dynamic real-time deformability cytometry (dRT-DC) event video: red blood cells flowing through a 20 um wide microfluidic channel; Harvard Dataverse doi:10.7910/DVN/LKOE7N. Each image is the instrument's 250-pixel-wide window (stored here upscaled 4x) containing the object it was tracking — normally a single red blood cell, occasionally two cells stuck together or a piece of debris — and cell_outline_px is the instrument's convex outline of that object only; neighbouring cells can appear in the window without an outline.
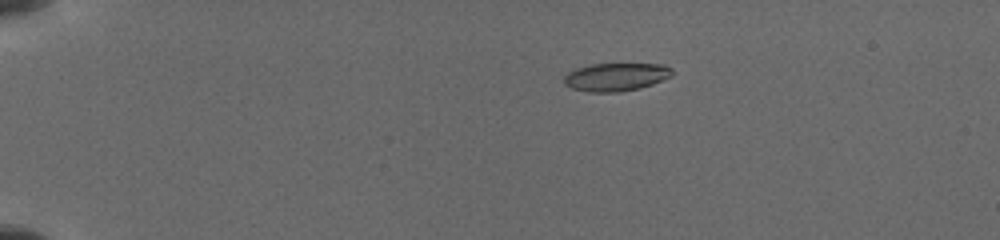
{"species": "common noctule bat (a hibernating species)", "species_latin": "Nyctalus noctula", "temperature_condition": "cold", "stored_images_in_passage": 25, "camera_frame_rate_fps": 3000, "um_per_image_px": 0.085, "animal": {"sex": "female", "body_mass_g": 19.5, "forearm_length_mm": 54.1}, "frame": {"image": 1, "passage_image": 2, "time_ms": 1.0, "image_size_px": [1000, 240], "cell_outline_px": [[672, 76], [652, 84], [640, 88], [620, 92], [588, 92], [572, 88], [564, 84], [564, 76], [568, 72], [576, 68], [592, 64], [664, 64], [672, 68]], "centroid_in_image_um": [52.35, 6.54], "position_along_channel_um": 32.6, "area_um2": 17.74}}
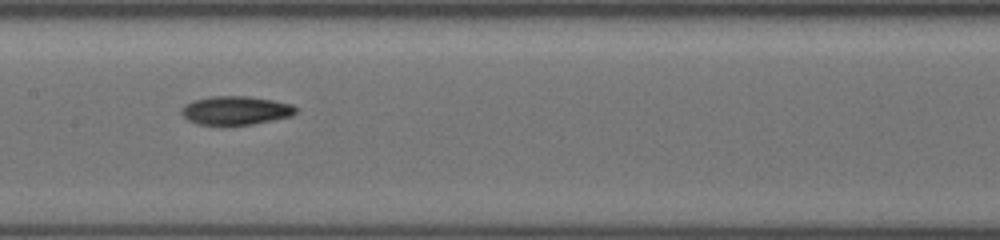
{"frame": {"image": 2, "passage_image": 12, "time_ms": 7.0, "image_size_px": [1000, 240], "cell_outline_px": [[300, 108], [292, 116], [252, 124], [220, 128], [196, 124], [188, 120], [180, 112], [180, 108], [184, 104], [192, 100], [212, 96], [248, 96], [272, 100], [292, 104]], "centroid_in_image_um": [19.99, 9.42], "position_along_channel_um": 187.4, "area_um2": 19.94}}
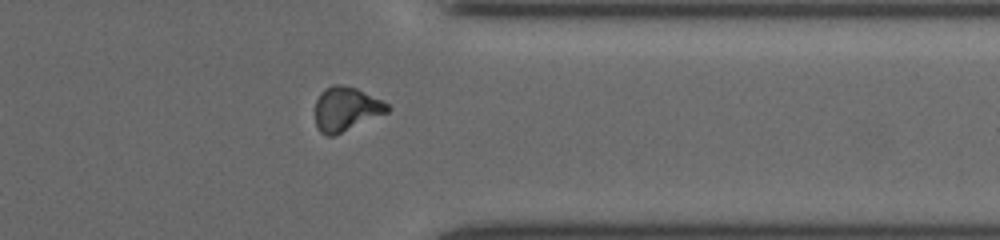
{"frame": {"image": 3, "passage_image": 22, "time_ms": 12.0, "image_size_px": [1000, 240], "cell_outline_px": [[392, 108], [388, 112], [332, 136], [328, 136], [320, 132], [316, 128], [316, 100], [320, 92], [324, 88], [332, 84], [344, 84], [356, 88], [388, 104]], "centroid_in_image_um": [29.39, 9.24], "position_along_channel_um": 382.0, "area_um2": 18.44}}